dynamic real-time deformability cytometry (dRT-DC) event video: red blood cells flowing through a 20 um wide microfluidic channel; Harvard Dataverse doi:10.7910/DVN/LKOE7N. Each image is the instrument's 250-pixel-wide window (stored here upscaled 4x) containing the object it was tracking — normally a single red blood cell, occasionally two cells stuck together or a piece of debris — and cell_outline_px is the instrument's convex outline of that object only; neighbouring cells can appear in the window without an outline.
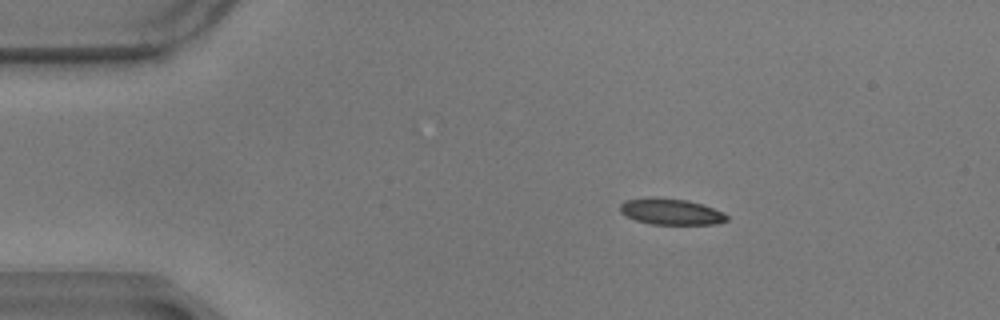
{"species": "common noctule bat (a hibernating species)", "species_latin": "Nyctalus noctula", "temperature_condition": "warm", "stored_images_in_passage": 49, "camera_frame_rate_fps": 3000, "um_per_image_px": 0.085, "animal": {"sex": "male", "body_mass_g": 17.9}, "frame": {"image": 1, "passage_image": 1, "time_ms": 0.0, "image_size_px": [1000, 320], "cell_outline_px": [[728, 220], [716, 224], [652, 224], [636, 220], [624, 216], [620, 212], [620, 204], [624, 200], [652, 196], [688, 200], [724, 212], [728, 216]], "centroid_in_image_um": [56.99, 17.98], "position_along_channel_um": 28.0, "area_um2": 16.42}}
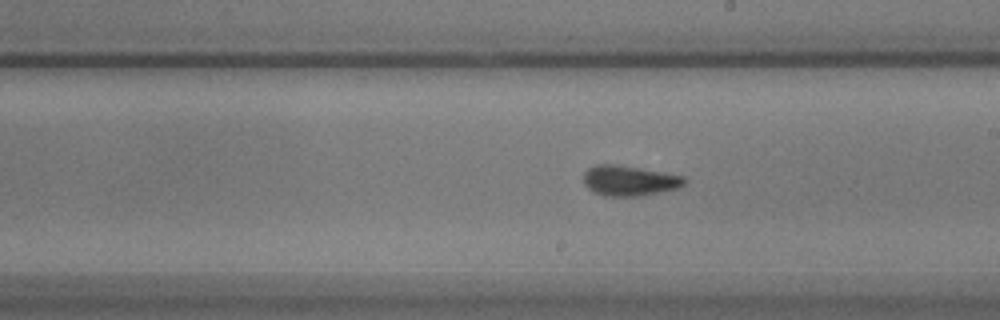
{"frame": {"image": 2, "passage_image": 24, "time_ms": 7.667, "image_size_px": [1000, 320], "cell_outline_px": [[688, 180], [680, 188], [640, 196], [604, 196], [592, 192], [584, 184], [584, 172], [588, 168], [596, 164], [612, 164], [684, 176]], "centroid_in_image_um": [53.48, 15.37], "position_along_channel_um": 235.5, "area_um2": 17.74}}
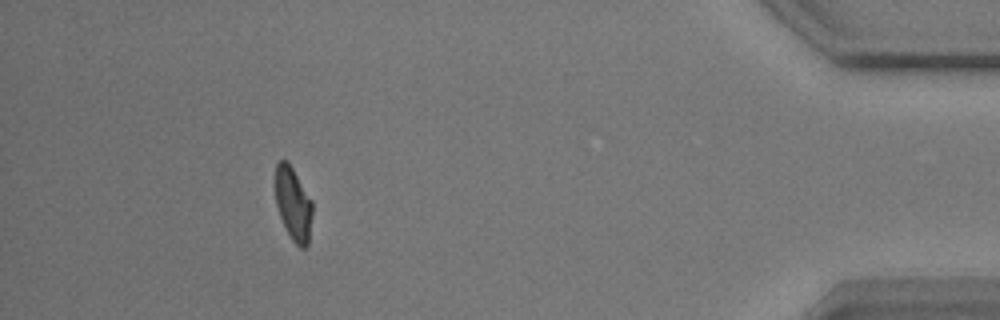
{"frame": {"image": 3, "passage_image": 44, "time_ms": 14.333, "image_size_px": [1000, 320], "cell_outline_px": [[312, 216], [308, 244], [304, 248], [300, 248], [292, 240], [280, 216], [276, 204], [276, 164], [280, 160], [288, 160], [312, 200]], "centroid_in_image_um": [24.94, 17.32], "position_along_channel_um": 410.3, "area_um2": 15.72}, "authors_computed_cell_mechanics": {"area_um2": 17.1666, "velocity_mm_per_s": 3.4659, "shape_relaxation_time_tau1_ms": 4.2153, "shape_relaxation_time_tau2_ms": 1.3444, "deformation_change_tau1": 0.1547, "deformation_change_tau2": 0.0619}}